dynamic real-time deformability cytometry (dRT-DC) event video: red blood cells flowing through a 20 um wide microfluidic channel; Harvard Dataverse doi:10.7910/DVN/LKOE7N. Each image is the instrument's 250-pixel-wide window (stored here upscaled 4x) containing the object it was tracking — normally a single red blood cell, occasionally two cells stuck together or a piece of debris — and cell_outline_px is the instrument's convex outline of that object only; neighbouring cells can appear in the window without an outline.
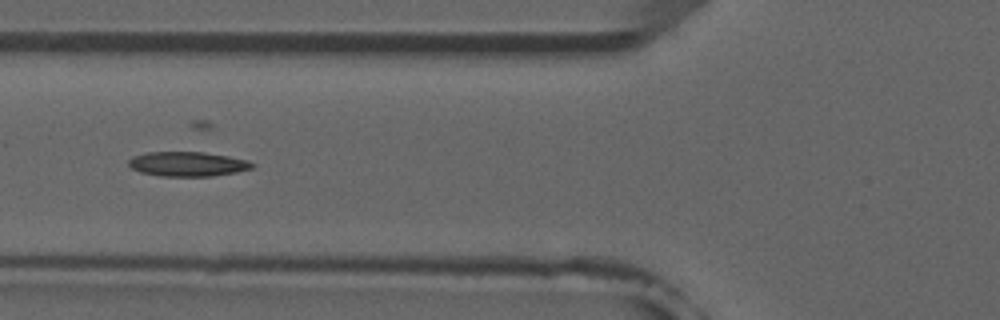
{"species": "common noctule bat (a hibernating species)", "species_latin": "Nyctalus noctula", "temperature_condition": "room temperature", "stored_images_in_passage": 8, "camera_frame_rate_fps": 3000, "um_per_image_px": 0.085, "animal": {"sex": "male", "forearm_length_mm": 52.5}, "frame": {"image": 1, "passage_image": 5, "time_ms": 5.667, "image_size_px": [1000, 320], "cell_outline_px": [[256, 164], [252, 168], [236, 172], [212, 176], [160, 176], [140, 172], [132, 168], [128, 164], [128, 160], [132, 156], [144, 152], [204, 152], [228, 156], [248, 160]], "centroid_in_image_um": [15.93, 13.93], "position_along_channel_um": 109.9, "area_um2": 17.8}}
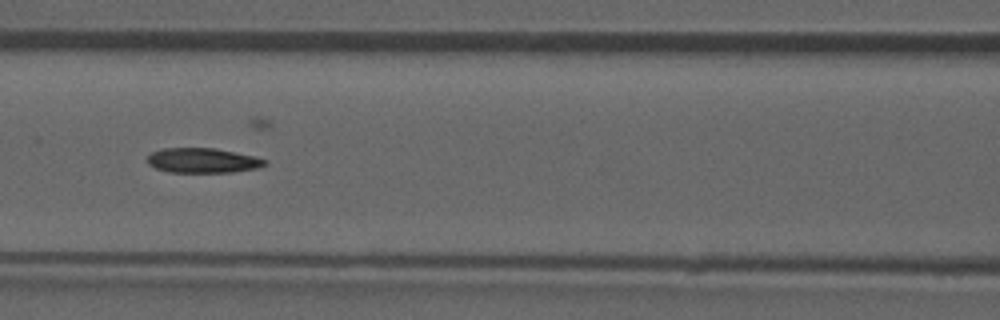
{"frame": {"image": 2, "passage_image": 6, "time_ms": 6.667, "image_size_px": [1000, 320], "cell_outline_px": [[268, 164], [260, 168], [232, 172], [168, 172], [156, 168], [148, 164], [148, 156], [152, 152], [160, 148], [216, 148], [256, 156], [268, 160]], "centroid_in_image_um": [17.29, 13.64], "position_along_channel_um": 149.3, "area_um2": 17.22}}